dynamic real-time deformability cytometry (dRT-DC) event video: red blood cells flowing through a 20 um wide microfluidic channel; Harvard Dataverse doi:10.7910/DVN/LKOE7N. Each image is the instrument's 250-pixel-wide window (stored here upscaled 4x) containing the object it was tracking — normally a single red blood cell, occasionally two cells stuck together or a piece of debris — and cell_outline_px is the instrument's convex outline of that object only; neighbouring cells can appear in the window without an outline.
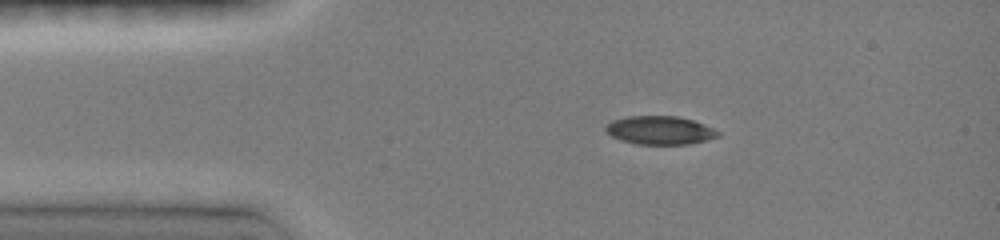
{"species": "common noctule bat (a hibernating species)", "species_latin": "Nyctalus noctula", "temperature_condition": "room temperature", "stored_images_in_passage": 4, "camera_frame_rate_fps": 3000, "um_per_image_px": 0.085, "animal": {"sex": "female", "body_mass_g": 19.0, "forearm_length_mm": 51.5}, "frame": {"image": 1, "passage_image": 1, "time_ms": 0.0, "image_size_px": [1000, 240], "cell_outline_px": [[720, 136], [708, 140], [688, 144], [636, 144], [612, 136], [604, 132], [604, 128], [612, 120], [628, 116], [676, 116], [692, 120], [704, 124], [720, 132]], "centroid_in_image_um": [56.1, 11.07], "position_along_channel_um": 28.9, "area_um2": 18.55}}
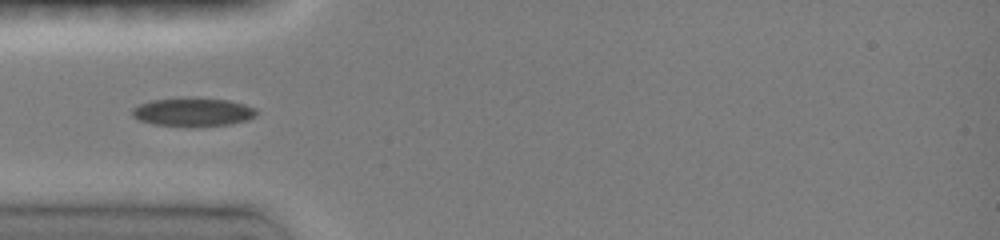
{"frame": {"image": 2, "passage_image": 3, "time_ms": 2.0, "image_size_px": [1000, 240], "cell_outline_px": [[256, 116], [248, 120], [228, 124], [152, 124], [140, 120], [132, 116], [132, 108], [140, 104], [152, 100], [192, 96], [196, 96], [228, 100], [244, 104], [256, 108]], "centroid_in_image_um": [16.41, 9.46], "position_along_channel_um": 68.6, "area_um2": 20.23}}